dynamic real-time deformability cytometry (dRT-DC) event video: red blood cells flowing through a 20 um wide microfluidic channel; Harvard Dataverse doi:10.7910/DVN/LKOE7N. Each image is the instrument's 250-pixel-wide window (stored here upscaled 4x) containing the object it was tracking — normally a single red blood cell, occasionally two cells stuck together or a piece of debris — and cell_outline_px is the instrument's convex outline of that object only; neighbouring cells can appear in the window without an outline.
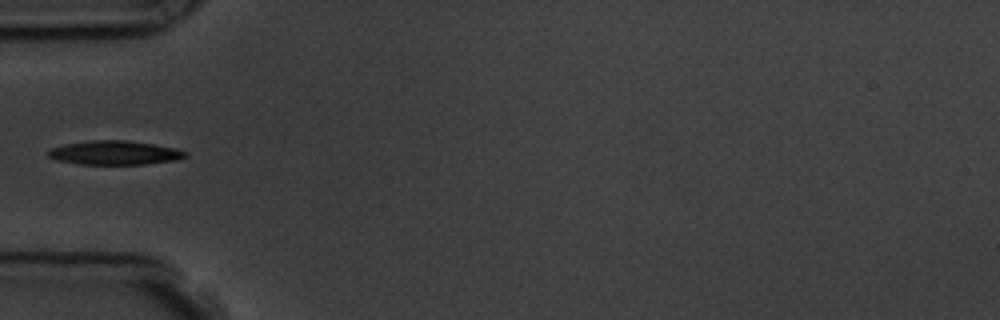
{"species": "common noctule bat (a hibernating species)", "species_latin": "Nyctalus noctula", "temperature_condition": "room temperature", "stored_images_in_passage": 5, "camera_frame_rate_fps": 3000, "um_per_image_px": 0.085, "animal": {"sex": "male", "body_mass_g": 19.5, "forearm_length_mm": 54.6}, "frame": {"image": 1, "passage_image": 3, "time_ms": 3.333, "image_size_px": [1000, 320], "cell_outline_px": [[188, 156], [176, 160], [144, 164], [80, 164], [56, 160], [48, 156], [48, 152], [52, 148], [68, 144], [92, 140], [128, 140], [176, 148], [188, 152]], "centroid_in_image_um": [9.79, 12.98], "position_along_channel_um": 75.2, "area_um2": 19.02}}